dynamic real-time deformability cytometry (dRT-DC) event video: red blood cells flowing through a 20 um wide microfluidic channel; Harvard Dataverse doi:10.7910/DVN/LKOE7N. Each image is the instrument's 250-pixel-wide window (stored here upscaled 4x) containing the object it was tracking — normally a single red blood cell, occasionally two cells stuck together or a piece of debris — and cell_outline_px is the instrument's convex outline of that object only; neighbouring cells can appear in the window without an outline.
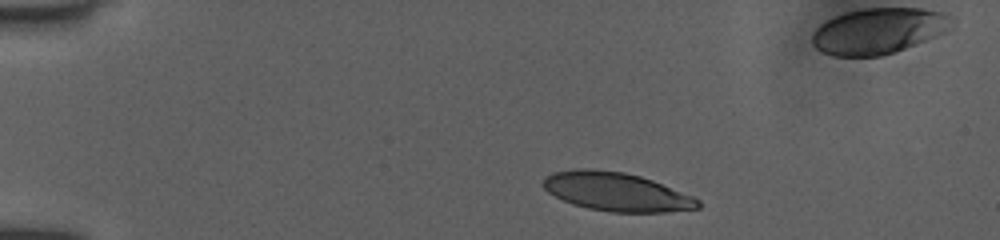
{"species": "human", "species_latin": "Homo sapiens", "temperature_condition": "room temperature", "stored_images_in_passage": 10, "camera_frame_rate_fps": 3000, "um_per_image_px": 0.085, "donor": {"sex": "female"}, "frame": {"image": 1, "passage_image": 2, "time_ms": 0.667, "image_size_px": [1000, 240], "cell_outline_px": [[700, 208], [664, 212], [612, 212], [588, 208], [572, 204], [548, 192], [544, 188], [544, 180], [552, 172], [576, 168], [592, 168], [624, 172], [640, 176], [652, 180], [692, 196], [700, 200]], "centroid_in_image_um": [52.39, 16.29], "position_along_channel_um": 32.6, "area_um2": 34.62}}
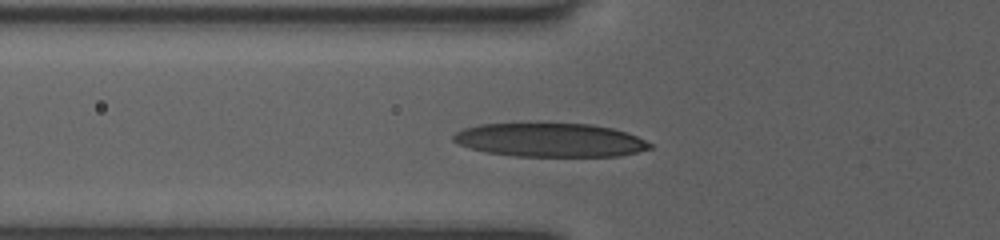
{"frame": {"image": 2, "passage_image": 9, "time_ms": 3.667, "image_size_px": [1000, 240], "cell_outline_px": [[652, 148], [620, 156], [516, 156], [484, 152], [468, 148], [452, 140], [452, 136], [456, 132], [464, 128], [480, 124], [592, 124], [612, 128], [636, 136], [652, 144]], "centroid_in_image_um": [46.73, 11.91], "position_along_channel_um": 79.1, "area_um2": 38.38}}